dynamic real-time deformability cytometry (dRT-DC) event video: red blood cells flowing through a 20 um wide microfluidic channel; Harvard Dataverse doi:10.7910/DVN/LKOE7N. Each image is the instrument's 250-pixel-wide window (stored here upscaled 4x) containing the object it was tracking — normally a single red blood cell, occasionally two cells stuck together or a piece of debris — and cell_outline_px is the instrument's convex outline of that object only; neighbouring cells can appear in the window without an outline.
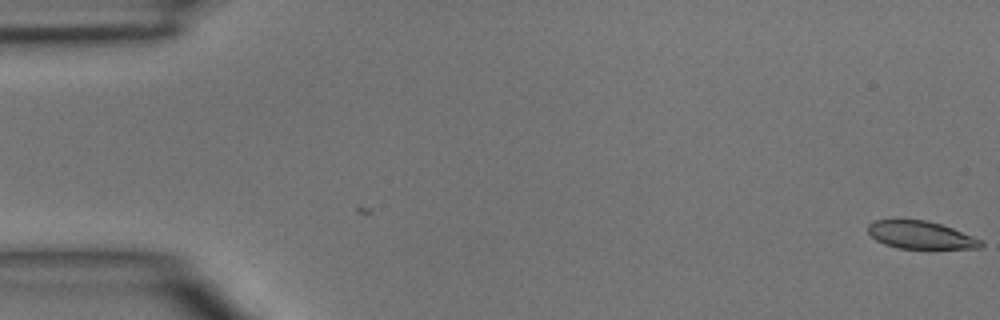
{"species": "common noctule bat (a hibernating species)", "species_latin": "Nyctalus noctula", "temperature_condition": "room temperature", "stored_images_in_passage": 4, "segment_of_instrument_passage": [2, 2], "camera_frame_rate_fps": 3000, "um_per_image_px": 0.085, "animal": {"sex": "male", "body_mass_g": 15.6}, "frame": {"image": 1, "passage_image": 4, "time_ms": 4.333, "image_size_px": [1000, 320], "cell_outline_px": [[984, 244], [980, 248], [896, 248], [884, 244], [876, 240], [868, 232], [868, 224], [876, 220], [928, 220], [952, 228], [984, 240]], "centroid_in_image_um": [78.28, 19.98], "position_along_channel_um": 6.7, "area_um2": 18.15}}